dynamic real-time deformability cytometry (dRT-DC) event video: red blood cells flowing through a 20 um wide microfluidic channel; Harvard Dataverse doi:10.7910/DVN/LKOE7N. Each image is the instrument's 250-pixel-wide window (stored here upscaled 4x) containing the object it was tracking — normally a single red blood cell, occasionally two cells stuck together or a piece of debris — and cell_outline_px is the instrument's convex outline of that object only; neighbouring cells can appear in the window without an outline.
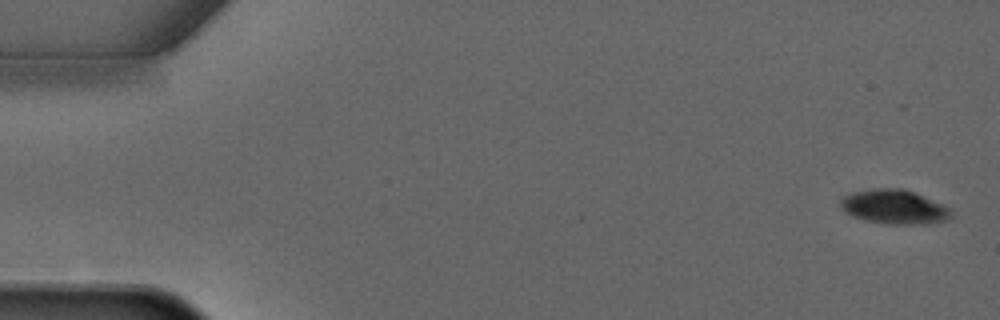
{"species": "common noctule bat (a hibernating species)", "species_latin": "Nyctalus noctula", "temperature_condition": "warm", "stored_images_in_passage": 6, "camera_frame_rate_fps": 3000, "um_per_image_px": 0.085, "animal": {"sex": "male", "forearm_length_mm": 52.5}, "frame": {"image": 1, "passage_image": 1, "time_ms": 0.0, "image_size_px": [1000, 320], "cell_outline_px": [[952, 216], [944, 220], [920, 224], [884, 224], [864, 220], [852, 216], [840, 204], [840, 196], [852, 192], [872, 188], [904, 188], [916, 192], [952, 208]], "centroid_in_image_um": [76.01, 17.56], "position_along_channel_um": 9.0, "area_um2": 22.31}}
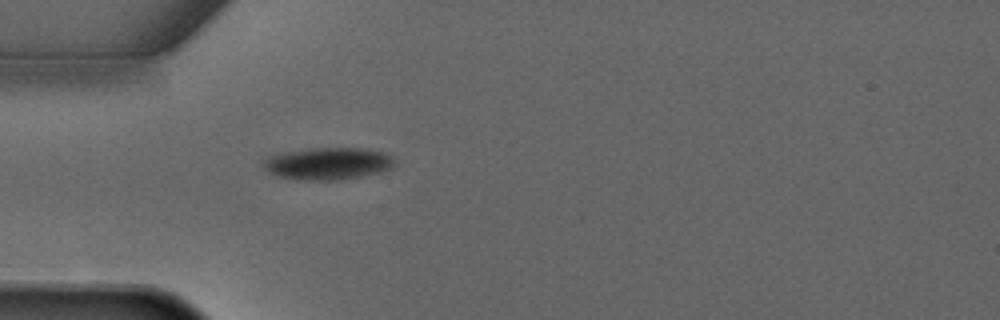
{"frame": {"image": 2, "passage_image": 6, "time_ms": 6.333, "image_size_px": [1000, 320], "cell_outline_px": [[392, 168], [380, 172], [340, 180], [304, 180], [280, 176], [268, 172], [260, 164], [260, 160], [264, 156], [284, 152], [308, 148], [360, 148], [384, 152], [392, 156]], "centroid_in_image_um": [27.79, 13.89], "position_along_channel_um": 57.2, "area_um2": 24.74}}